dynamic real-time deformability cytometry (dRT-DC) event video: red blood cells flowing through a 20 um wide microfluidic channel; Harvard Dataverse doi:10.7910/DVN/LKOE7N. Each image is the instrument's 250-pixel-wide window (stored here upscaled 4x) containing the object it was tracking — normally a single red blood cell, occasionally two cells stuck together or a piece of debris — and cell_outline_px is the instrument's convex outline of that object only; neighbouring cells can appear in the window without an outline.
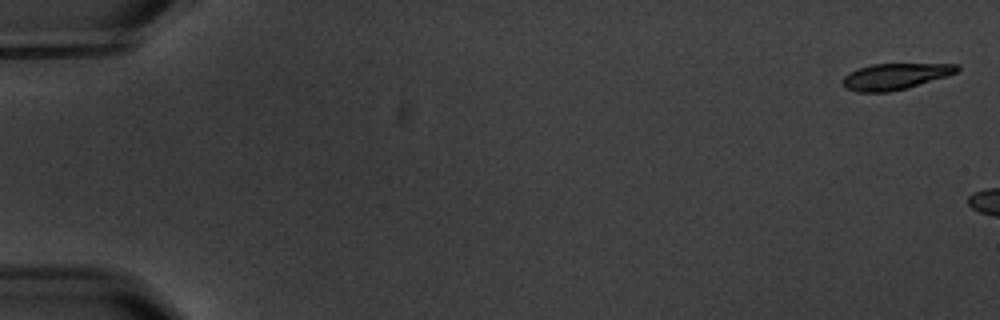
{"species": "common noctule bat (a hibernating species)", "species_latin": "Nyctalus noctula", "temperature_condition": "warm", "stored_images_in_passage": 5, "camera_frame_rate_fps": 3000, "um_per_image_px": 0.085, "animal": {"sex": "male", "body_mass_g": 20.1, "forearm_length_mm": 53.5}, "frame": {"image": 1, "passage_image": 1, "time_ms": 0.0, "image_size_px": [1000, 320], "cell_outline_px": [[960, 68], [956, 72], [948, 76], [908, 88], [888, 92], [856, 92], [844, 88], [840, 80], [848, 72], [872, 64], [960, 64]], "centroid_in_image_um": [76.06, 6.5], "position_along_channel_um": 8.9, "area_um2": 17.63}}